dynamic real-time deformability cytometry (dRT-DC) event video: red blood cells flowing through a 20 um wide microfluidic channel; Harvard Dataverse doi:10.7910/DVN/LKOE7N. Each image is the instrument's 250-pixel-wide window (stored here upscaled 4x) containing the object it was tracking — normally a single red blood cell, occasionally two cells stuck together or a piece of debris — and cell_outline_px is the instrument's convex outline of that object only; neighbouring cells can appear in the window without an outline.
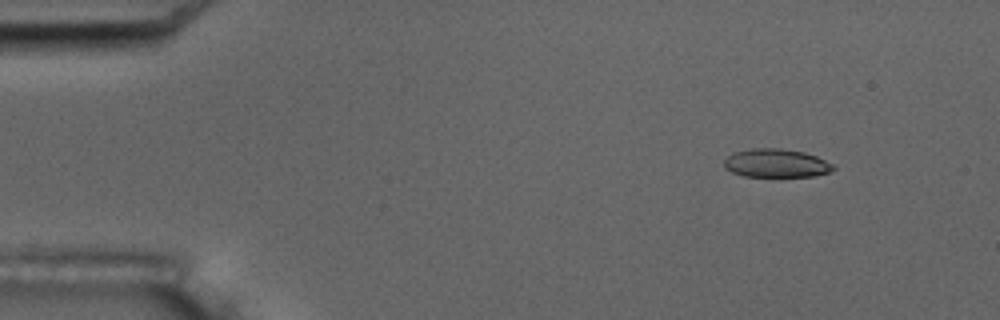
{"species": "common noctule bat (a hibernating species)", "species_latin": "Nyctalus noctula", "temperature_condition": "room temperature", "stored_images_in_passage": 5, "camera_frame_rate_fps": 3000, "um_per_image_px": 0.085, "animal": {"sex": "male", "body_mass_g": 17.5, "forearm_length_mm": 52.3}, "frame": {"image": 1, "passage_image": 2, "time_ms": 1.333, "image_size_px": [1000, 320], "cell_outline_px": [[836, 168], [828, 172], [812, 176], [744, 176], [732, 172], [724, 168], [724, 160], [728, 156], [736, 152], [752, 148], [780, 148], [804, 152], [816, 156], [832, 164]], "centroid_in_image_um": [65.95, 13.87], "position_along_channel_um": 19.0, "area_um2": 17.92}}
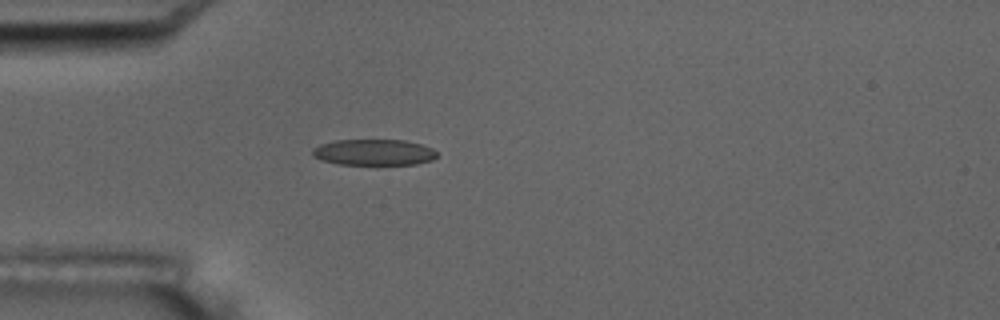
{"frame": {"image": 2, "passage_image": 5, "time_ms": 4.667, "image_size_px": [1000, 320], "cell_outline_px": [[436, 156], [432, 160], [416, 164], [376, 168], [336, 164], [320, 160], [312, 156], [312, 148], [320, 144], [336, 140], [404, 140], [420, 144], [432, 148], [436, 152]], "centroid_in_image_um": [31.74, 13.01], "position_along_channel_um": 53.3, "area_um2": 20.06}}